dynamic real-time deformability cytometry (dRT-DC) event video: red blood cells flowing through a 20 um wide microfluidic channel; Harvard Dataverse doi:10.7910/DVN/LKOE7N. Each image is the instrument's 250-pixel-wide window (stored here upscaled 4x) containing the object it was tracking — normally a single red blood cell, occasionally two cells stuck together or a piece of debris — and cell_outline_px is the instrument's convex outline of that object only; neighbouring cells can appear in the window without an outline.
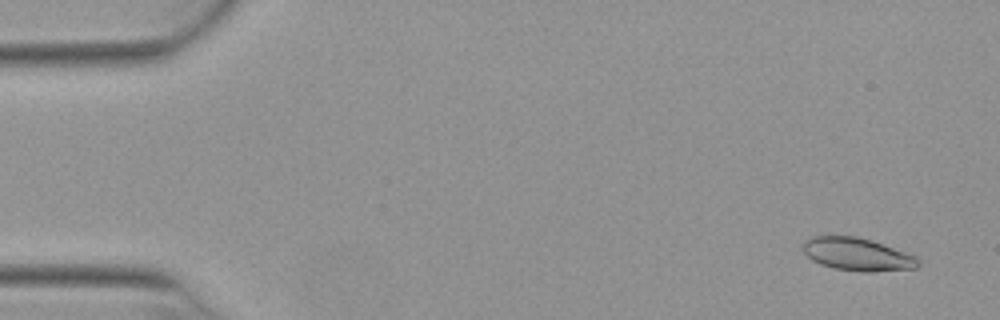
{"species": "Egyptian fruit bat (a non-hibernating species)", "species_latin": "Rousettus aegyptiacus", "temperature_condition": "warm", "stored_images_in_passage": 52, "camera_frame_rate_fps": 3000, "um_per_image_px": 0.085, "animal": {"sex": "female"}, "frame": {"image": 1, "passage_image": 3, "time_ms": 0.667, "image_size_px": [1000, 320], "cell_outline_px": [[920, 264], [916, 268], [868, 272], [864, 272], [836, 268], [820, 264], [812, 260], [804, 252], [800, 244], [804, 240], [812, 236], [856, 236], [872, 240], [916, 256], [920, 260]], "centroid_in_image_um": [72.85, 21.6], "position_along_channel_um": 12.2, "area_um2": 22.08}}
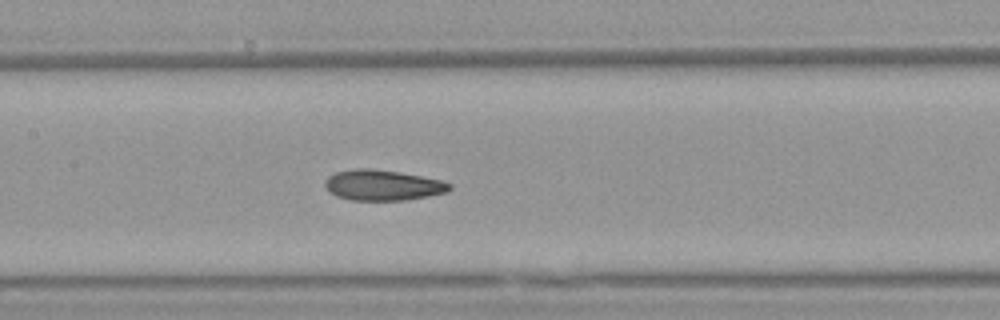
{"frame": {"image": 2, "passage_image": 25, "time_ms": 8.0, "image_size_px": [1000, 320], "cell_outline_px": [[452, 188], [448, 192], [428, 196], [404, 200], [352, 200], [336, 196], [328, 192], [324, 184], [324, 180], [328, 176], [336, 172], [356, 168], [368, 168], [400, 172], [440, 180], [452, 184]], "centroid_in_image_um": [32.51, 15.74], "position_along_channel_um": 174.9, "area_um2": 22.25}}
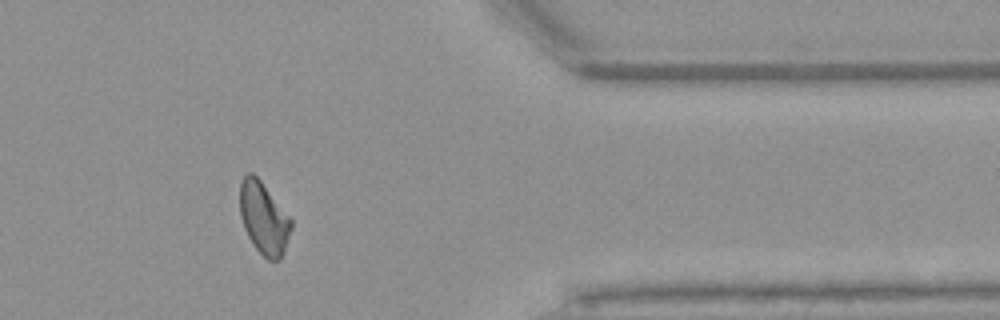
{"frame": {"image": 3, "passage_image": 43, "time_ms": 14.0, "image_size_px": [1000, 320], "cell_outline_px": [[292, 228], [284, 252], [280, 260], [268, 260], [252, 244], [244, 228], [240, 216], [240, 180], [248, 172], [252, 172], [260, 180], [292, 220]], "centroid_in_image_um": [22.41, 18.55], "position_along_channel_um": 389.0, "area_um2": 21.44}, "authors_computed_cell_mechanics": {"area_um2": 22.0218, "velocity_mm_per_s": 3.928, "shape_relaxation_time_tau1_ms": 10.5841, "shape_relaxation_time_tau2_ms": 3.3247, "deformation_change_tau1": 0.2347, "deformation_change_tau2": 0.0704}}